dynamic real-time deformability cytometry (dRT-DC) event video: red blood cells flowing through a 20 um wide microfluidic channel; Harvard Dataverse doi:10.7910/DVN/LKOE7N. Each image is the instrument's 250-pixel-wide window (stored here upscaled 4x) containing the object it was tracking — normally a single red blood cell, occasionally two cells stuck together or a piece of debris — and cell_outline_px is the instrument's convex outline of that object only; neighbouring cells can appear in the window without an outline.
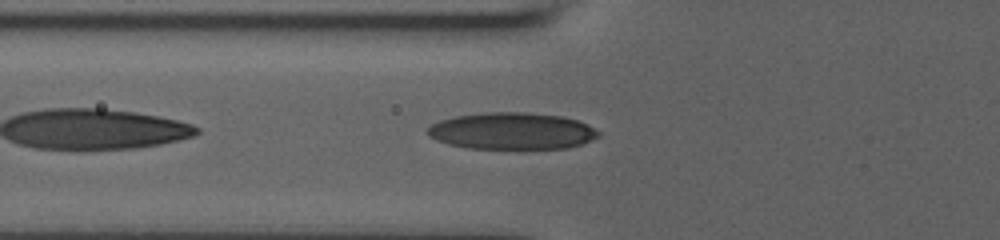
{"species": "human", "species_latin": "Homo sapiens", "temperature_condition": "room temperature", "stored_images_in_passage": 37, "camera_frame_rate_fps": 3000, "um_per_image_px": 0.085, "donor": {"sex": "male"}, "frame": {"image": 1, "passage_image": 3, "time_ms": 0.667, "image_size_px": [1000, 240], "cell_outline_px": [[600, 136], [592, 140], [568, 148], [468, 148], [448, 144], [436, 140], [428, 136], [428, 128], [432, 124], [440, 120], [456, 116], [484, 112], [528, 112], [560, 116], [576, 120], [588, 124], [600, 132]], "centroid_in_image_um": [43.52, 11.13], "position_along_channel_um": 82.3, "area_um2": 36.59}}
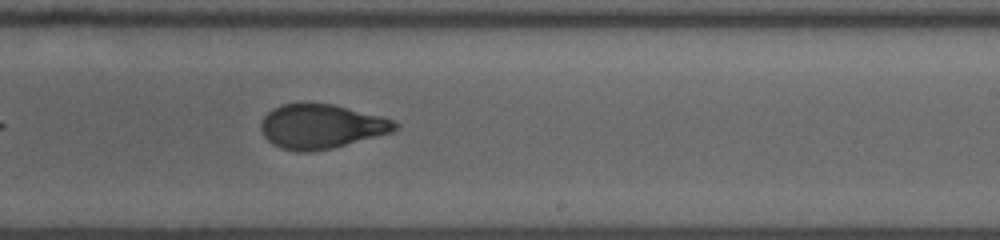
{"frame": {"image": 2, "passage_image": 17, "time_ms": 5.333, "image_size_px": [1000, 240], "cell_outline_px": [[400, 128], [392, 132], [332, 148], [312, 152], [296, 152], [280, 148], [272, 144], [264, 136], [260, 128], [260, 124], [264, 116], [272, 108], [280, 104], [332, 104], [380, 116], [392, 120], [400, 124]], "centroid_in_image_um": [27.28, 10.76], "position_along_channel_um": 261.7, "area_um2": 34.56}}
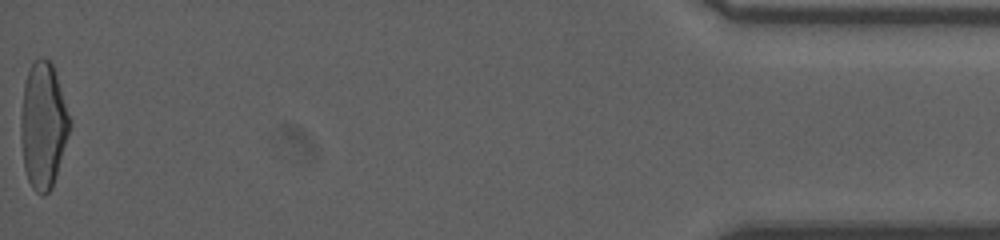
{"frame": {"image": 3, "passage_image": 37, "time_ms": 12.0, "image_size_px": [1000, 240], "cell_outline_px": [[72, 124], [52, 188], [44, 196], [40, 196], [32, 188], [28, 180], [24, 168], [20, 136], [20, 116], [24, 84], [28, 72], [32, 64], [40, 56], [44, 56], [52, 64], [72, 120]], "centroid_in_image_um": [3.67, 10.68], "position_along_channel_um": 431.5, "area_um2": 36.18}, "authors_computed_cell_mechanics": {"area_um2": 35.0846, "velocity_mm_per_s": 3.8435, "shape_relaxation_time_tau1_ms": 5.2285, "shape_relaxation_time_tau2_ms": 0.8689, "deformation_change_tau1": 0.2028, "deformation_change_tau2": 0.0635}}